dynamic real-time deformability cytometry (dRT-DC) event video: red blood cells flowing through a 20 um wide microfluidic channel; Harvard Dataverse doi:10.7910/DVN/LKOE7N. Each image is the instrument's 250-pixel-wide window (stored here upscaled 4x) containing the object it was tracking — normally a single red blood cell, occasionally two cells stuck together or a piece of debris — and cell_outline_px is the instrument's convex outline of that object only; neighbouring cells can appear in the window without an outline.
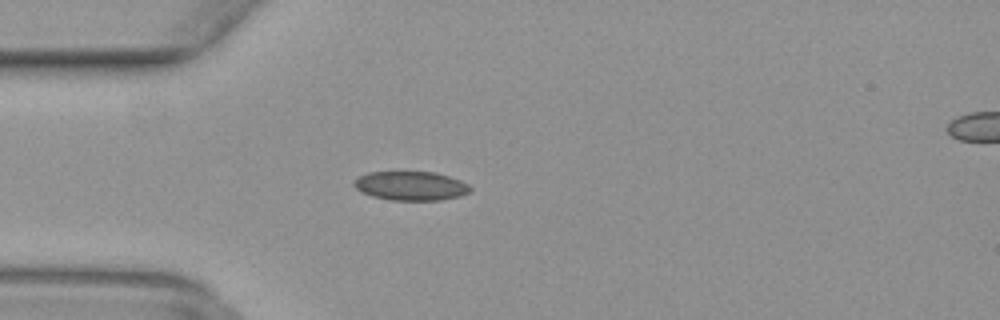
{"species": "common noctule bat (a hibernating species)", "species_latin": "Nyctalus noctula", "temperature_condition": "warm", "stored_images_in_passage": 49, "camera_frame_rate_fps": 3000, "um_per_image_px": 0.085, "animal": {"sex": "female", "body_mass_g": 29.2, "forearm_length_mm": 56.3}, "frame": {"image": 1, "passage_image": 13, "time_ms": 4.0, "image_size_px": [1000, 320], "cell_outline_px": [[472, 188], [468, 192], [460, 196], [440, 200], [392, 200], [372, 196], [360, 192], [352, 184], [352, 180], [368, 172], [436, 172], [460, 180], [468, 184]], "centroid_in_image_um": [34.89, 15.79], "position_along_channel_um": 50.1, "area_um2": 19.71}}
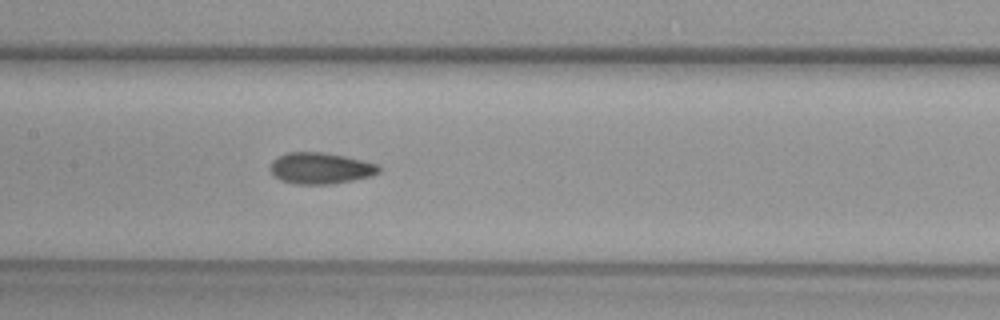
{"frame": {"image": 2, "passage_image": 23, "time_ms": 7.333, "image_size_px": [1000, 320], "cell_outline_px": [[380, 172], [372, 176], [332, 184], [296, 184], [280, 180], [272, 176], [268, 168], [272, 160], [288, 152], [324, 152], [364, 160], [380, 164]], "centroid_in_image_um": [27.23, 14.3], "position_along_channel_um": 180.2, "area_um2": 20.11}}
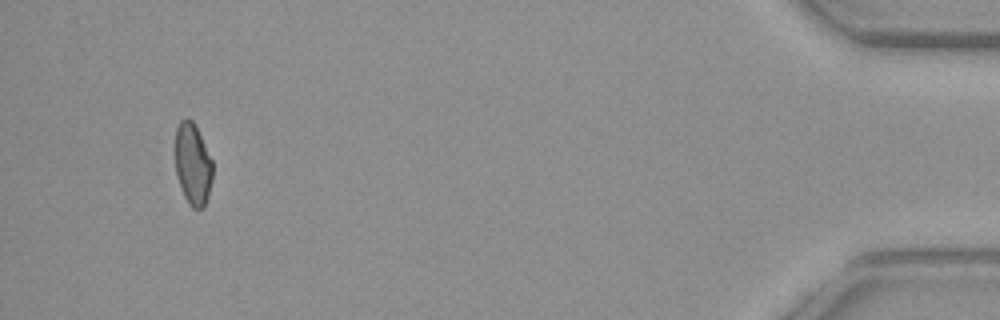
{"frame": {"image": 3, "passage_image": 46, "time_ms": 15.0, "image_size_px": [1000, 320], "cell_outline_px": [[212, 180], [208, 196], [204, 208], [192, 208], [188, 204], [184, 196], [176, 176], [176, 128], [180, 120], [192, 120], [212, 160]], "centroid_in_image_um": [16.39, 14.01], "position_along_channel_um": 418.8, "area_um2": 17.57}}